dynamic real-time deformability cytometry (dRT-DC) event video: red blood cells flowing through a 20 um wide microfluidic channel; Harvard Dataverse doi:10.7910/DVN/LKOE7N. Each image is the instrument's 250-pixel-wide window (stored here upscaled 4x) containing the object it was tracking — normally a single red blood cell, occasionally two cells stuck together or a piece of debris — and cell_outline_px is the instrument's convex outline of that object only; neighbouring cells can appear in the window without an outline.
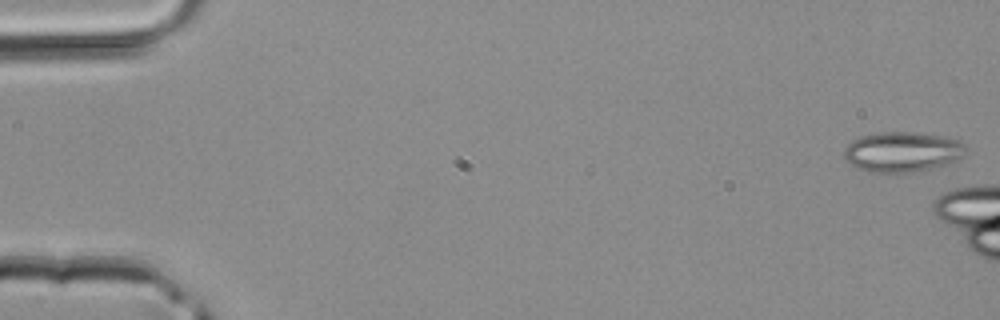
{"species": "common noctule bat (a hibernating species)", "species_latin": "Nyctalus noctula", "temperature_condition": "room temperature", "stored_images_in_passage": 6, "camera_frame_rate_fps": 3000, "um_per_image_px": 0.085, "animal": {"sex": "male", "body_mass_g": 20.4}, "frame": {"image": 1, "passage_image": 1, "time_ms": 0.0, "image_size_px": [1000, 320], "cell_outline_px": [[964, 148], [960, 156], [956, 160], [932, 168], [916, 172], [868, 172], [856, 168], [844, 160], [844, 148], [852, 140], [860, 136], [880, 132], [908, 132], [944, 136], [960, 140], [964, 144]], "centroid_in_image_um": [76.63, 12.91], "position_along_channel_um": 8.4, "area_um2": 28.38}}